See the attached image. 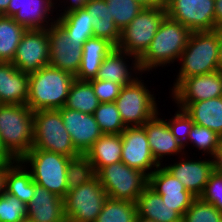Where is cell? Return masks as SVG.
Wrapping results in <instances>:
<instances>
[{"label":"cell","mask_w":222,"mask_h":222,"mask_svg":"<svg viewBox=\"0 0 222 222\" xmlns=\"http://www.w3.org/2000/svg\"><path fill=\"white\" fill-rule=\"evenodd\" d=\"M200 198L222 212V175L213 172Z\"/></svg>","instance_id":"41"},{"label":"cell","mask_w":222,"mask_h":222,"mask_svg":"<svg viewBox=\"0 0 222 222\" xmlns=\"http://www.w3.org/2000/svg\"><path fill=\"white\" fill-rule=\"evenodd\" d=\"M160 110L143 124L147 133L151 153L159 165H164L170 156L185 154L183 145L172 134L165 118H161ZM167 156V157H166ZM164 158L166 160H164ZM164 161V163H162Z\"/></svg>","instance_id":"20"},{"label":"cell","mask_w":222,"mask_h":222,"mask_svg":"<svg viewBox=\"0 0 222 222\" xmlns=\"http://www.w3.org/2000/svg\"><path fill=\"white\" fill-rule=\"evenodd\" d=\"M121 161L149 176L160 165L154 159L143 126L126 127L121 133Z\"/></svg>","instance_id":"17"},{"label":"cell","mask_w":222,"mask_h":222,"mask_svg":"<svg viewBox=\"0 0 222 222\" xmlns=\"http://www.w3.org/2000/svg\"><path fill=\"white\" fill-rule=\"evenodd\" d=\"M213 172L222 175V140L212 156Z\"/></svg>","instance_id":"44"},{"label":"cell","mask_w":222,"mask_h":222,"mask_svg":"<svg viewBox=\"0 0 222 222\" xmlns=\"http://www.w3.org/2000/svg\"><path fill=\"white\" fill-rule=\"evenodd\" d=\"M137 216L156 222H182L183 217L163 203L161 195L147 186L136 200Z\"/></svg>","instance_id":"26"},{"label":"cell","mask_w":222,"mask_h":222,"mask_svg":"<svg viewBox=\"0 0 222 222\" xmlns=\"http://www.w3.org/2000/svg\"><path fill=\"white\" fill-rule=\"evenodd\" d=\"M219 28L212 31H196L189 36L187 46L179 59L180 68L173 80V89L182 79L218 71Z\"/></svg>","instance_id":"2"},{"label":"cell","mask_w":222,"mask_h":222,"mask_svg":"<svg viewBox=\"0 0 222 222\" xmlns=\"http://www.w3.org/2000/svg\"><path fill=\"white\" fill-rule=\"evenodd\" d=\"M221 140L222 137L212 130L204 126L194 124L189 132L187 144L184 146L185 154H190L186 148L189 145H192V149L197 148L198 152L202 151V155L212 157L215 154V150L220 145Z\"/></svg>","instance_id":"34"},{"label":"cell","mask_w":222,"mask_h":222,"mask_svg":"<svg viewBox=\"0 0 222 222\" xmlns=\"http://www.w3.org/2000/svg\"><path fill=\"white\" fill-rule=\"evenodd\" d=\"M64 127L71 136L73 146L80 154H85L103 133L93 114L77 110L59 108Z\"/></svg>","instance_id":"19"},{"label":"cell","mask_w":222,"mask_h":222,"mask_svg":"<svg viewBox=\"0 0 222 222\" xmlns=\"http://www.w3.org/2000/svg\"><path fill=\"white\" fill-rule=\"evenodd\" d=\"M148 186L161 195L164 204L172 207L182 217L196 198L163 165L148 176Z\"/></svg>","instance_id":"18"},{"label":"cell","mask_w":222,"mask_h":222,"mask_svg":"<svg viewBox=\"0 0 222 222\" xmlns=\"http://www.w3.org/2000/svg\"><path fill=\"white\" fill-rule=\"evenodd\" d=\"M141 75L139 59L115 47L102 62L96 79L112 81L123 87L132 84Z\"/></svg>","instance_id":"21"},{"label":"cell","mask_w":222,"mask_h":222,"mask_svg":"<svg viewBox=\"0 0 222 222\" xmlns=\"http://www.w3.org/2000/svg\"><path fill=\"white\" fill-rule=\"evenodd\" d=\"M219 60L218 70L222 72V28H219Z\"/></svg>","instance_id":"49"},{"label":"cell","mask_w":222,"mask_h":222,"mask_svg":"<svg viewBox=\"0 0 222 222\" xmlns=\"http://www.w3.org/2000/svg\"><path fill=\"white\" fill-rule=\"evenodd\" d=\"M215 0H165L167 17L191 32L215 30Z\"/></svg>","instance_id":"11"},{"label":"cell","mask_w":222,"mask_h":222,"mask_svg":"<svg viewBox=\"0 0 222 222\" xmlns=\"http://www.w3.org/2000/svg\"><path fill=\"white\" fill-rule=\"evenodd\" d=\"M215 30L222 28V0H215Z\"/></svg>","instance_id":"46"},{"label":"cell","mask_w":222,"mask_h":222,"mask_svg":"<svg viewBox=\"0 0 222 222\" xmlns=\"http://www.w3.org/2000/svg\"><path fill=\"white\" fill-rule=\"evenodd\" d=\"M119 30H123L138 15L143 6L135 0H105Z\"/></svg>","instance_id":"37"},{"label":"cell","mask_w":222,"mask_h":222,"mask_svg":"<svg viewBox=\"0 0 222 222\" xmlns=\"http://www.w3.org/2000/svg\"><path fill=\"white\" fill-rule=\"evenodd\" d=\"M33 124L34 112L27 104H0V139L16 161L32 149Z\"/></svg>","instance_id":"4"},{"label":"cell","mask_w":222,"mask_h":222,"mask_svg":"<svg viewBox=\"0 0 222 222\" xmlns=\"http://www.w3.org/2000/svg\"><path fill=\"white\" fill-rule=\"evenodd\" d=\"M67 185L68 191L89 182L95 176V170L85 154L71 158L67 165Z\"/></svg>","instance_id":"36"},{"label":"cell","mask_w":222,"mask_h":222,"mask_svg":"<svg viewBox=\"0 0 222 222\" xmlns=\"http://www.w3.org/2000/svg\"><path fill=\"white\" fill-rule=\"evenodd\" d=\"M115 48L110 42L98 37L88 39L82 46V58L75 79L89 81L95 79L105 57Z\"/></svg>","instance_id":"24"},{"label":"cell","mask_w":222,"mask_h":222,"mask_svg":"<svg viewBox=\"0 0 222 222\" xmlns=\"http://www.w3.org/2000/svg\"><path fill=\"white\" fill-rule=\"evenodd\" d=\"M23 222H33L30 219H25Z\"/></svg>","instance_id":"52"},{"label":"cell","mask_w":222,"mask_h":222,"mask_svg":"<svg viewBox=\"0 0 222 222\" xmlns=\"http://www.w3.org/2000/svg\"><path fill=\"white\" fill-rule=\"evenodd\" d=\"M70 159L55 152L31 149L20 161L36 184L63 198L68 192L66 174Z\"/></svg>","instance_id":"5"},{"label":"cell","mask_w":222,"mask_h":222,"mask_svg":"<svg viewBox=\"0 0 222 222\" xmlns=\"http://www.w3.org/2000/svg\"><path fill=\"white\" fill-rule=\"evenodd\" d=\"M143 7L165 6V0H135Z\"/></svg>","instance_id":"47"},{"label":"cell","mask_w":222,"mask_h":222,"mask_svg":"<svg viewBox=\"0 0 222 222\" xmlns=\"http://www.w3.org/2000/svg\"><path fill=\"white\" fill-rule=\"evenodd\" d=\"M182 222H222V212L213 204L197 197L185 212Z\"/></svg>","instance_id":"38"},{"label":"cell","mask_w":222,"mask_h":222,"mask_svg":"<svg viewBox=\"0 0 222 222\" xmlns=\"http://www.w3.org/2000/svg\"><path fill=\"white\" fill-rule=\"evenodd\" d=\"M141 77L132 84L123 86L115 100L122 121L126 127L143 126L159 111L155 89L149 87ZM153 94H152V91Z\"/></svg>","instance_id":"7"},{"label":"cell","mask_w":222,"mask_h":222,"mask_svg":"<svg viewBox=\"0 0 222 222\" xmlns=\"http://www.w3.org/2000/svg\"><path fill=\"white\" fill-rule=\"evenodd\" d=\"M16 160L7 152L0 139V165H10Z\"/></svg>","instance_id":"45"},{"label":"cell","mask_w":222,"mask_h":222,"mask_svg":"<svg viewBox=\"0 0 222 222\" xmlns=\"http://www.w3.org/2000/svg\"><path fill=\"white\" fill-rule=\"evenodd\" d=\"M169 94L177 105L176 108L183 110L190 103L221 97L222 72L218 70L182 79L172 90H169Z\"/></svg>","instance_id":"12"},{"label":"cell","mask_w":222,"mask_h":222,"mask_svg":"<svg viewBox=\"0 0 222 222\" xmlns=\"http://www.w3.org/2000/svg\"><path fill=\"white\" fill-rule=\"evenodd\" d=\"M56 0H10L6 12L27 30L47 29L56 22ZM51 16V17H50Z\"/></svg>","instance_id":"16"},{"label":"cell","mask_w":222,"mask_h":222,"mask_svg":"<svg viewBox=\"0 0 222 222\" xmlns=\"http://www.w3.org/2000/svg\"><path fill=\"white\" fill-rule=\"evenodd\" d=\"M85 155L93 165L95 173L107 165L121 162V134H103Z\"/></svg>","instance_id":"27"},{"label":"cell","mask_w":222,"mask_h":222,"mask_svg":"<svg viewBox=\"0 0 222 222\" xmlns=\"http://www.w3.org/2000/svg\"><path fill=\"white\" fill-rule=\"evenodd\" d=\"M191 33L186 26L166 16L150 46L139 58L141 72L151 74V71L153 72L158 67L165 69V67L171 66L170 64L179 61Z\"/></svg>","instance_id":"1"},{"label":"cell","mask_w":222,"mask_h":222,"mask_svg":"<svg viewBox=\"0 0 222 222\" xmlns=\"http://www.w3.org/2000/svg\"><path fill=\"white\" fill-rule=\"evenodd\" d=\"M178 159L175 158L173 163H165L163 166L172 173L176 179L182 182L187 191L196 198L200 197L210 175L213 173L212 157L207 158V156H202L199 159H195L194 157L191 158L188 154H184L179 156Z\"/></svg>","instance_id":"15"},{"label":"cell","mask_w":222,"mask_h":222,"mask_svg":"<svg viewBox=\"0 0 222 222\" xmlns=\"http://www.w3.org/2000/svg\"><path fill=\"white\" fill-rule=\"evenodd\" d=\"M9 165H0V196L3 195L5 188V175H6V168Z\"/></svg>","instance_id":"48"},{"label":"cell","mask_w":222,"mask_h":222,"mask_svg":"<svg viewBox=\"0 0 222 222\" xmlns=\"http://www.w3.org/2000/svg\"><path fill=\"white\" fill-rule=\"evenodd\" d=\"M9 2L10 0H0V15L6 12Z\"/></svg>","instance_id":"50"},{"label":"cell","mask_w":222,"mask_h":222,"mask_svg":"<svg viewBox=\"0 0 222 222\" xmlns=\"http://www.w3.org/2000/svg\"><path fill=\"white\" fill-rule=\"evenodd\" d=\"M177 109L174 116L172 115V117L166 121L174 137L184 147L187 144L189 132L195 123L183 109Z\"/></svg>","instance_id":"40"},{"label":"cell","mask_w":222,"mask_h":222,"mask_svg":"<svg viewBox=\"0 0 222 222\" xmlns=\"http://www.w3.org/2000/svg\"><path fill=\"white\" fill-rule=\"evenodd\" d=\"M136 217V203L108 197L95 222H134Z\"/></svg>","instance_id":"33"},{"label":"cell","mask_w":222,"mask_h":222,"mask_svg":"<svg viewBox=\"0 0 222 222\" xmlns=\"http://www.w3.org/2000/svg\"><path fill=\"white\" fill-rule=\"evenodd\" d=\"M166 16L165 6L143 7L129 25L121 30L117 48L139 59L150 46Z\"/></svg>","instance_id":"8"},{"label":"cell","mask_w":222,"mask_h":222,"mask_svg":"<svg viewBox=\"0 0 222 222\" xmlns=\"http://www.w3.org/2000/svg\"><path fill=\"white\" fill-rule=\"evenodd\" d=\"M134 222H156V221L150 220L141 216H137Z\"/></svg>","instance_id":"51"},{"label":"cell","mask_w":222,"mask_h":222,"mask_svg":"<svg viewBox=\"0 0 222 222\" xmlns=\"http://www.w3.org/2000/svg\"><path fill=\"white\" fill-rule=\"evenodd\" d=\"M58 0H56V10H57V6L58 7H62L61 10H57L56 11V14L57 15H62V14H65L67 12H70V11H73V10H76V9H80V8H84V5L89 1V0H59L60 4L57 2ZM63 3V4H62ZM66 3V4H65ZM62 5V6H60ZM67 5V6H66ZM64 6V8H63ZM66 7V8H65ZM61 13L59 14L58 13ZM63 11V12H62Z\"/></svg>","instance_id":"43"},{"label":"cell","mask_w":222,"mask_h":222,"mask_svg":"<svg viewBox=\"0 0 222 222\" xmlns=\"http://www.w3.org/2000/svg\"><path fill=\"white\" fill-rule=\"evenodd\" d=\"M56 23L69 37H74L75 39H90L94 37L93 25L85 8L57 15Z\"/></svg>","instance_id":"32"},{"label":"cell","mask_w":222,"mask_h":222,"mask_svg":"<svg viewBox=\"0 0 222 222\" xmlns=\"http://www.w3.org/2000/svg\"><path fill=\"white\" fill-rule=\"evenodd\" d=\"M27 31L12 17L0 15V62H11L17 47Z\"/></svg>","instance_id":"30"},{"label":"cell","mask_w":222,"mask_h":222,"mask_svg":"<svg viewBox=\"0 0 222 222\" xmlns=\"http://www.w3.org/2000/svg\"><path fill=\"white\" fill-rule=\"evenodd\" d=\"M74 80L71 73L51 65L40 68L29 74L27 105L33 112L64 107Z\"/></svg>","instance_id":"3"},{"label":"cell","mask_w":222,"mask_h":222,"mask_svg":"<svg viewBox=\"0 0 222 222\" xmlns=\"http://www.w3.org/2000/svg\"><path fill=\"white\" fill-rule=\"evenodd\" d=\"M96 176L107 196L115 200L135 203L148 186V176L145 173L127 166L122 161L101 168Z\"/></svg>","instance_id":"9"},{"label":"cell","mask_w":222,"mask_h":222,"mask_svg":"<svg viewBox=\"0 0 222 222\" xmlns=\"http://www.w3.org/2000/svg\"><path fill=\"white\" fill-rule=\"evenodd\" d=\"M49 48L47 29L27 30L17 47L12 64L26 74L37 72L49 65Z\"/></svg>","instance_id":"14"},{"label":"cell","mask_w":222,"mask_h":222,"mask_svg":"<svg viewBox=\"0 0 222 222\" xmlns=\"http://www.w3.org/2000/svg\"><path fill=\"white\" fill-rule=\"evenodd\" d=\"M27 219L33 222H67L63 198L34 182L33 197L27 205Z\"/></svg>","instance_id":"22"},{"label":"cell","mask_w":222,"mask_h":222,"mask_svg":"<svg viewBox=\"0 0 222 222\" xmlns=\"http://www.w3.org/2000/svg\"><path fill=\"white\" fill-rule=\"evenodd\" d=\"M184 111L192 121L222 137V96L190 103Z\"/></svg>","instance_id":"28"},{"label":"cell","mask_w":222,"mask_h":222,"mask_svg":"<svg viewBox=\"0 0 222 222\" xmlns=\"http://www.w3.org/2000/svg\"><path fill=\"white\" fill-rule=\"evenodd\" d=\"M107 198L97 176L69 190L63 197L67 222H95Z\"/></svg>","instance_id":"10"},{"label":"cell","mask_w":222,"mask_h":222,"mask_svg":"<svg viewBox=\"0 0 222 222\" xmlns=\"http://www.w3.org/2000/svg\"><path fill=\"white\" fill-rule=\"evenodd\" d=\"M84 8L88 12L89 20L93 25L94 37L105 39L114 47H117L121 38V31L115 25L105 0H89Z\"/></svg>","instance_id":"25"},{"label":"cell","mask_w":222,"mask_h":222,"mask_svg":"<svg viewBox=\"0 0 222 222\" xmlns=\"http://www.w3.org/2000/svg\"><path fill=\"white\" fill-rule=\"evenodd\" d=\"M100 102L89 81L75 79L70 87L65 107L82 113L94 114Z\"/></svg>","instance_id":"31"},{"label":"cell","mask_w":222,"mask_h":222,"mask_svg":"<svg viewBox=\"0 0 222 222\" xmlns=\"http://www.w3.org/2000/svg\"><path fill=\"white\" fill-rule=\"evenodd\" d=\"M27 219V205L6 193L0 196V222H23Z\"/></svg>","instance_id":"39"},{"label":"cell","mask_w":222,"mask_h":222,"mask_svg":"<svg viewBox=\"0 0 222 222\" xmlns=\"http://www.w3.org/2000/svg\"><path fill=\"white\" fill-rule=\"evenodd\" d=\"M29 74L11 62H0V104H27Z\"/></svg>","instance_id":"23"},{"label":"cell","mask_w":222,"mask_h":222,"mask_svg":"<svg viewBox=\"0 0 222 222\" xmlns=\"http://www.w3.org/2000/svg\"><path fill=\"white\" fill-rule=\"evenodd\" d=\"M93 115L103 134H121L126 128L115 102L100 103Z\"/></svg>","instance_id":"35"},{"label":"cell","mask_w":222,"mask_h":222,"mask_svg":"<svg viewBox=\"0 0 222 222\" xmlns=\"http://www.w3.org/2000/svg\"><path fill=\"white\" fill-rule=\"evenodd\" d=\"M49 36V65L71 73H78L82 58V46L88 39H75L55 22L47 28Z\"/></svg>","instance_id":"13"},{"label":"cell","mask_w":222,"mask_h":222,"mask_svg":"<svg viewBox=\"0 0 222 222\" xmlns=\"http://www.w3.org/2000/svg\"><path fill=\"white\" fill-rule=\"evenodd\" d=\"M32 149L55 152L70 158L80 155L64 127L59 109L34 111Z\"/></svg>","instance_id":"6"},{"label":"cell","mask_w":222,"mask_h":222,"mask_svg":"<svg viewBox=\"0 0 222 222\" xmlns=\"http://www.w3.org/2000/svg\"><path fill=\"white\" fill-rule=\"evenodd\" d=\"M4 188L6 193L13 195L26 205L32 199L34 181L31 172L20 160L13 162L6 168Z\"/></svg>","instance_id":"29"},{"label":"cell","mask_w":222,"mask_h":222,"mask_svg":"<svg viewBox=\"0 0 222 222\" xmlns=\"http://www.w3.org/2000/svg\"><path fill=\"white\" fill-rule=\"evenodd\" d=\"M100 103L115 102L122 86L112 81L99 79L89 80Z\"/></svg>","instance_id":"42"}]
</instances>
